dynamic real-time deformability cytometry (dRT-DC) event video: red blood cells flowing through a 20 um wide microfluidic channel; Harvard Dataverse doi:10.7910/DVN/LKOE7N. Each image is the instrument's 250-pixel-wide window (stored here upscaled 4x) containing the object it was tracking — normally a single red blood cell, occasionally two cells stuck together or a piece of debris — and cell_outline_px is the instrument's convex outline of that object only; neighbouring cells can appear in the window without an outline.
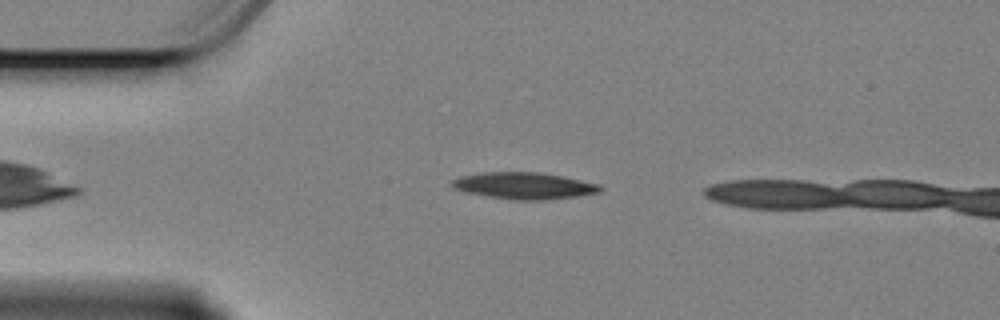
{"species": "Egyptian fruit bat (a non-hibernating species)", "species_latin": "Rousettus aegyptiacus", "temperature_condition": "cold", "stored_images_in_passage": 46, "camera_frame_rate_fps": 3000, "um_per_image_px": 0.085, "animal": {"sex": "female"}, "frame": {"image": 1, "passage_image": 8, "time_ms": 2.333, "image_size_px": [1000, 320], "cell_outline_px": [[604, 188], [600, 192], [576, 196], [544, 200], [512, 200], [464, 192], [452, 188], [452, 180], [460, 176], [484, 172], [540, 172], [600, 184]], "centroid_in_image_um": [44.53, 15.79], "position_along_channel_um": 40.5, "area_um2": 23.0}}
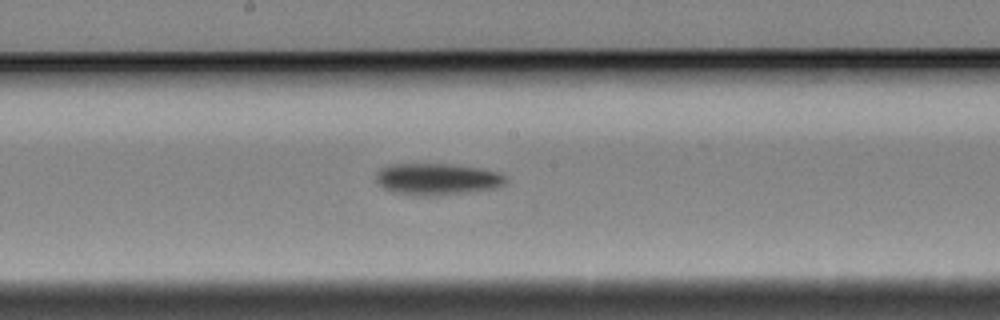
{"frame": {"image": 2, "passage_image": 25, "time_ms": 8.0, "image_size_px": [1000, 320], "cell_outline_px": [[508, 180], [504, 184], [496, 188], [444, 196], [416, 196], [392, 192], [376, 184], [376, 172], [380, 168], [388, 164], [452, 164], [480, 168], [500, 172], [508, 176]], "centroid_in_image_um": [37.16, 15.24], "position_along_channel_um": 211.0, "area_um2": 24.62}}
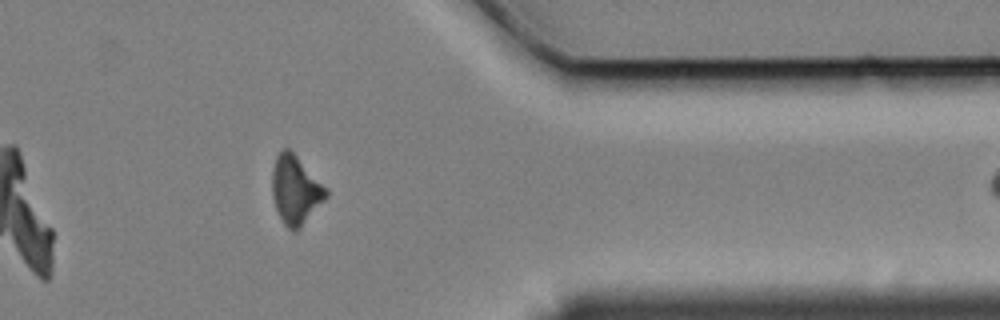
{"frame": {"image": 3, "passage_image": 42, "time_ms": 13.667, "image_size_px": [1000, 320], "cell_outline_px": [[328, 196], [300, 228], [296, 232], [292, 232], [284, 224], [276, 208], [272, 196], [272, 172], [276, 156], [284, 148], [288, 148], [328, 188]], "centroid_in_image_um": [25.12, 16.17], "position_along_channel_um": 386.3, "area_um2": 21.39}, "authors_computed_cell_mechanics": {"area_um2": 22.6865, "velocity_mm_per_s": 3.3855, "shape_relaxation_time_tau1_ms": 10.9934, "shape_relaxation_time_tau2_ms": null, "deformation_change_tau1": 0.2482, "deformation_change_tau2": null}}